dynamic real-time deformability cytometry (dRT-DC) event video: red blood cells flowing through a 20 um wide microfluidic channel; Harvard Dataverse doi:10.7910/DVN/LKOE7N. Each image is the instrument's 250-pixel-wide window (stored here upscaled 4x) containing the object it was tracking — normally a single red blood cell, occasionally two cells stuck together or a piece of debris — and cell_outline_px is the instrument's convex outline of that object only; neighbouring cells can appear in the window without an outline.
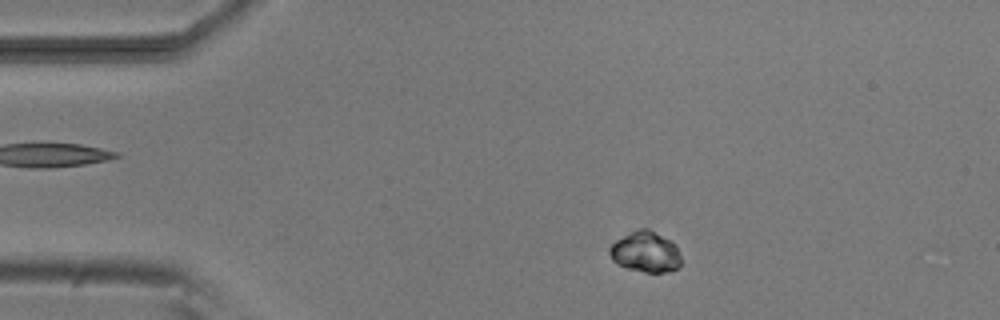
{"species": "common noctule bat (a hibernating species)", "species_latin": "Nyctalus noctula", "temperature_condition": "room temperature", "stored_images_in_passage": 4, "camera_frame_rate_fps": 3000, "um_per_image_px": 0.085, "animal": {"sex": "male", "body_mass_g": 20.5, "forearm_length_mm": 52.5}, "frame": {"image": 1, "passage_image": 2, "time_ms": 1.333, "image_size_px": [1000, 320], "cell_outline_px": [[680, 268], [668, 272], [644, 272], [628, 268], [616, 264], [612, 260], [608, 252], [608, 248], [616, 240], [640, 228], [648, 228], [668, 240], [676, 248], [680, 256]], "centroid_in_image_um": [54.84, 21.44], "position_along_channel_um": 30.2, "area_um2": 16.76}}